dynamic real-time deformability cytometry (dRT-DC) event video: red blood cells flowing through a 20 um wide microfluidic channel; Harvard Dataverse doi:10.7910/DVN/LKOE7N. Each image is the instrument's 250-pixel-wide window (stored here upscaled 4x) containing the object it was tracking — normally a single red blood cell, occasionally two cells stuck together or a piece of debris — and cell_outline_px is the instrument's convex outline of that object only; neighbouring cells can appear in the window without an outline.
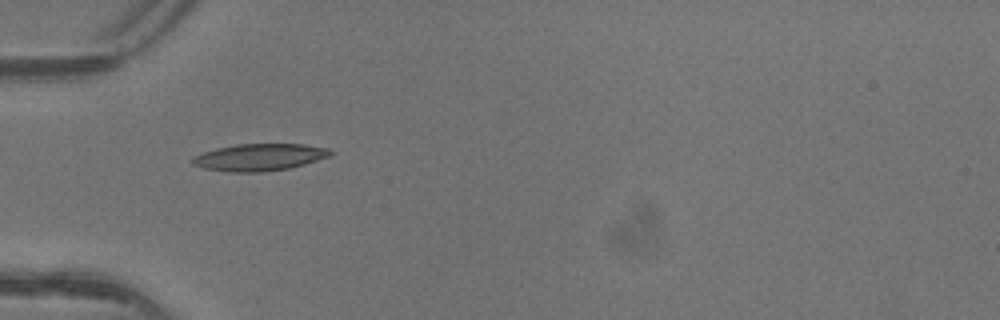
{"species": "common noctule bat (a hibernating species)", "species_latin": "Nyctalus noctula", "temperature_condition": "warm", "stored_images_in_passage": 5, "camera_frame_rate_fps": 3000, "um_per_image_px": 0.085, "animal": {"sex": "female"}, "frame": {"image": 1, "passage_image": 5, "time_ms": 1.333, "image_size_px": [1000, 320], "cell_outline_px": [[332, 152], [328, 156], [304, 164], [288, 168], [264, 172], [228, 172], [204, 168], [192, 164], [192, 160], [196, 156], [204, 152], [216, 148], [236, 144], [304, 144], [328, 148]], "centroid_in_image_um": [22.03, 13.36], "position_along_channel_um": 63.0, "area_um2": 21.5}}